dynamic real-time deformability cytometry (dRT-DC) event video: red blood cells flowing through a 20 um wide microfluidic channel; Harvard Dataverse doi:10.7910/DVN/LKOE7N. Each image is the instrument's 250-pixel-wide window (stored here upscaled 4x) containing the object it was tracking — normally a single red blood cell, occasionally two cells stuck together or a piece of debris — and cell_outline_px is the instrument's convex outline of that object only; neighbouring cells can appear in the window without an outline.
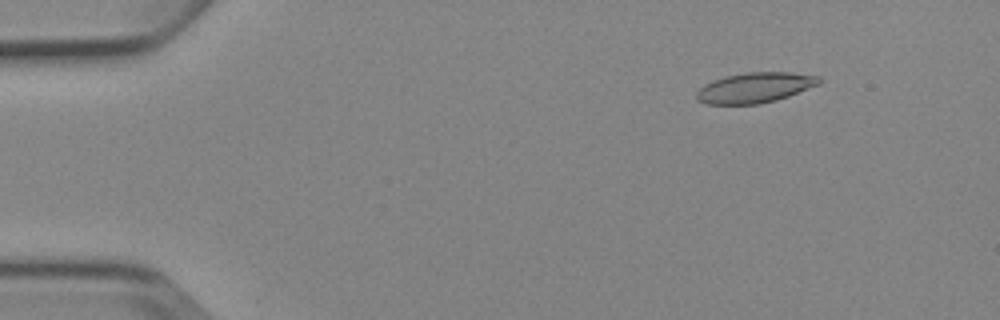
{"species": "Egyptian fruit bat (a non-hibernating species)", "species_latin": "Rousettus aegyptiacus", "temperature_condition": "cold", "stored_images_in_passage": 4, "camera_frame_rate_fps": 3000, "um_per_image_px": 0.085, "animal": {"sex": "female"}, "frame": {"image": 1, "passage_image": 2, "time_ms": 1.333, "image_size_px": [1000, 320], "cell_outline_px": [[824, 80], [820, 84], [788, 96], [776, 100], [760, 104], [704, 104], [696, 100], [696, 92], [704, 84], [724, 76], [748, 72], [792, 72], [820, 76]], "centroid_in_image_um": [64.18, 7.45], "position_along_channel_um": 20.8, "area_um2": 21.85}}
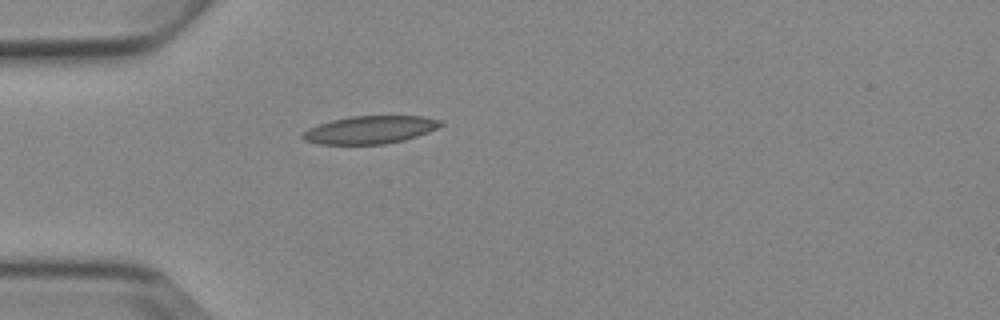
{"frame": {"image": 2, "passage_image": 4, "time_ms": 4.333, "image_size_px": [1000, 320], "cell_outline_px": [[444, 124], [428, 132], [404, 140], [384, 144], [320, 144], [304, 140], [300, 136], [308, 128], [332, 120], [352, 116], [424, 116], [444, 120]], "centroid_in_image_um": [31.49, 11.03], "position_along_channel_um": 53.5, "area_um2": 22.31}}